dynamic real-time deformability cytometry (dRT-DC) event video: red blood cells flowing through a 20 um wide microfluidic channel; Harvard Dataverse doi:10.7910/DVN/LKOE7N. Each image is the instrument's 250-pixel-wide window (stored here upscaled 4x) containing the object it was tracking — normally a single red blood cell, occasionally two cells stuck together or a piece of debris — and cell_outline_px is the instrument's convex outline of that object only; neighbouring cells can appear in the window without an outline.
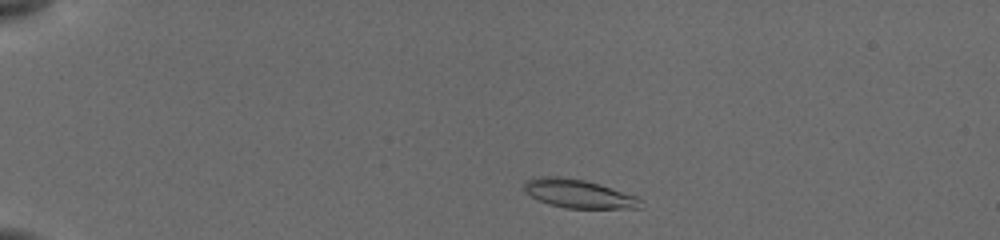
{"species": "common noctule bat (a hibernating species)", "species_latin": "Nyctalus noctula", "temperature_condition": "cold", "stored_images_in_passage": 19, "camera_frame_rate_fps": 3000, "um_per_image_px": 0.085, "animal": {"sex": "female", "body_mass_g": 19.5, "forearm_length_mm": 54.1}, "frame": {"image": 1, "passage_image": 3, "time_ms": 0.667, "image_size_px": [1000, 240], "cell_outline_px": [[644, 208], [564, 208], [548, 204], [524, 192], [524, 180], [540, 176], [560, 176], [584, 180], [600, 184], [636, 196], [640, 200]], "centroid_in_image_um": [49.15, 16.46], "position_along_channel_um": 35.8, "area_um2": 19.42}}
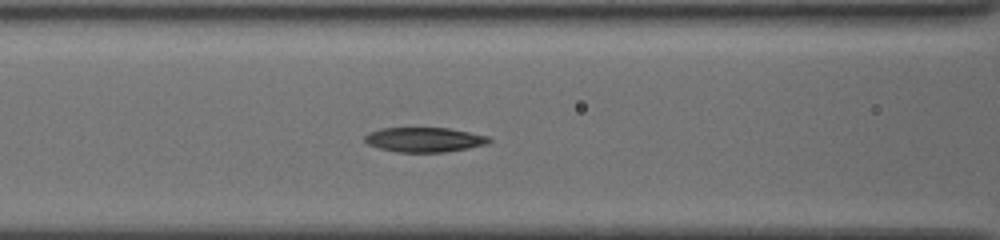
{"frame": {"image": 2, "passage_image": 15, "time_ms": 5.0, "image_size_px": [1000, 240], "cell_outline_px": [[492, 140], [488, 144], [468, 148], [444, 152], [396, 152], [380, 148], [368, 144], [364, 140], [364, 136], [368, 132], [380, 128], [448, 128], [488, 136]], "centroid_in_image_um": [36.05, 11.87], "position_along_channel_um": 130.5, "area_um2": 17.86}}
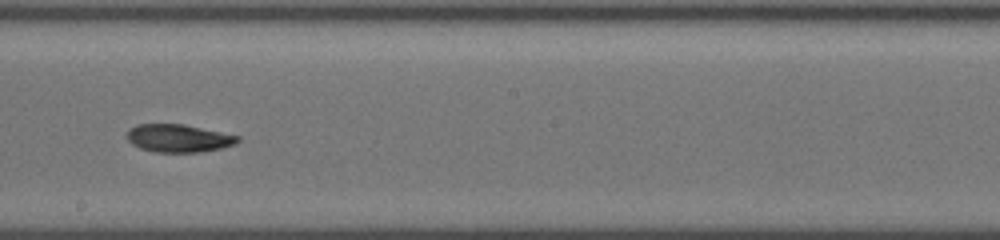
{"frame": {"image": 3, "passage_image": 18, "time_ms": 7.667, "image_size_px": [1000, 240], "cell_outline_px": [[240, 140], [236, 144], [220, 148], [200, 152], [152, 152], [140, 148], [132, 144], [124, 136], [136, 124], [184, 124], [240, 136]], "centroid_in_image_um": [15.16, 11.75], "position_along_channel_um": 233.0, "area_um2": 18.03}}